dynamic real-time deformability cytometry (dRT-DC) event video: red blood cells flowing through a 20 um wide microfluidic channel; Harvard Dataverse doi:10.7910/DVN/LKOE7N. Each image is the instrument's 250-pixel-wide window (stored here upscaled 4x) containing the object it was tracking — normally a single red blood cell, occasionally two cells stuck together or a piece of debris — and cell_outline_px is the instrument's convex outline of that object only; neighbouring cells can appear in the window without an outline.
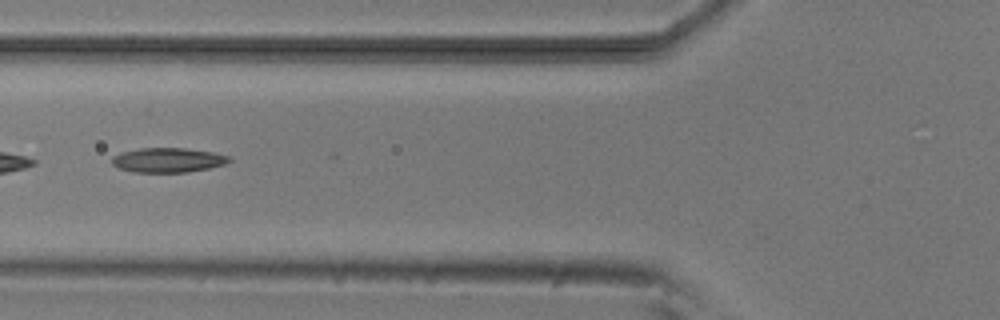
{"species": "common noctule bat (a hibernating species)", "species_latin": "Nyctalus noctula", "temperature_condition": "room temperature", "stored_images_in_passage": 8, "camera_frame_rate_fps": 3000, "um_per_image_px": 0.085, "animal": {"sex": "male", "body_mass_g": 20.5, "forearm_length_mm": 52.5}, "frame": {"image": 1, "passage_image": 4, "time_ms": 3.667, "image_size_px": [1000, 320], "cell_outline_px": [[232, 160], [224, 164], [208, 168], [188, 172], [132, 172], [120, 168], [112, 164], [112, 156], [120, 152], [140, 148], [184, 148], [212, 152], [228, 156]], "centroid_in_image_um": [14.24, 13.6], "position_along_channel_um": 111.6, "area_um2": 16.7}}
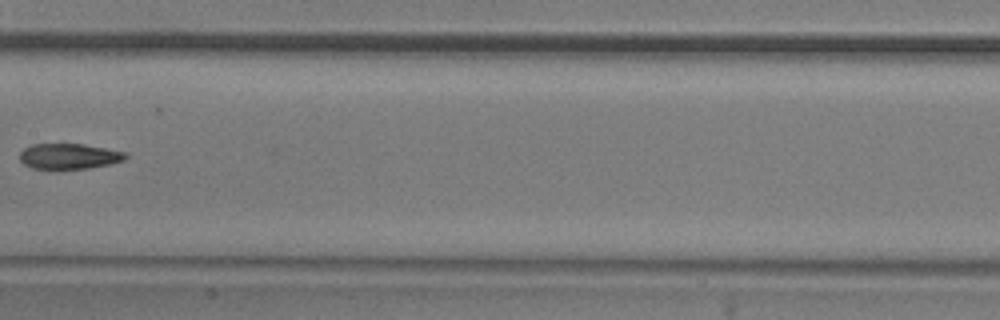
{"frame": {"image": 2, "passage_image": 6, "time_ms": 6.0, "image_size_px": [1000, 320], "cell_outline_px": [[128, 156], [124, 160], [108, 164], [88, 168], [52, 172], [32, 168], [24, 164], [20, 160], [20, 152], [24, 148], [32, 144], [84, 144], [128, 152]], "centroid_in_image_um": [5.84, 13.32], "position_along_channel_um": 201.6, "area_um2": 16.42}}
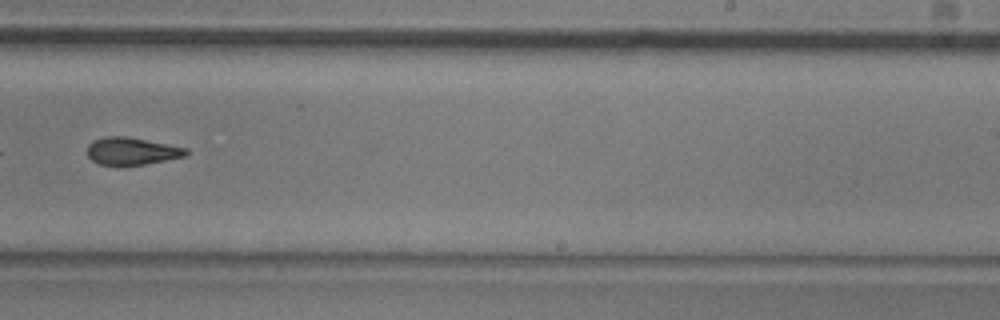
{"frame": {"image": 3, "passage_image": 8, "time_ms": 8.0, "image_size_px": [1000, 320], "cell_outline_px": [[188, 152], [184, 156], [144, 164], [100, 164], [92, 160], [88, 156], [88, 144], [104, 136], [128, 136], [188, 148]], "centroid_in_image_um": [11.2, 12.82], "position_along_channel_um": 277.8, "area_um2": 15.43}}